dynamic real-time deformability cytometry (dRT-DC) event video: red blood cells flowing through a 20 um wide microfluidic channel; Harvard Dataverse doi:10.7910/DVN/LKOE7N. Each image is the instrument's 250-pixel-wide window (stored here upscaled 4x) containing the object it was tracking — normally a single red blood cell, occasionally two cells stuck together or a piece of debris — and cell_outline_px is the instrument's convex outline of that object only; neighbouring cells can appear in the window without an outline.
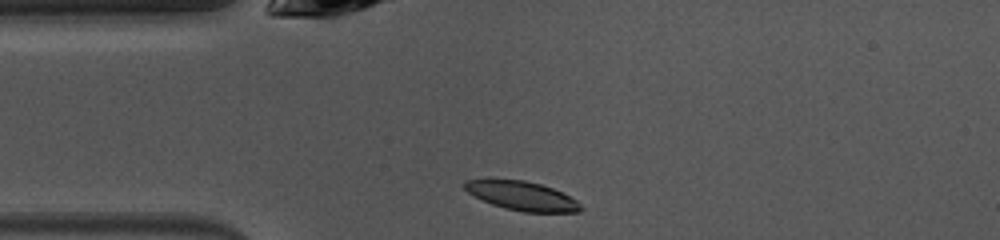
{"species": "common noctule bat (a hibernating species)", "species_latin": "Nyctalus noctula", "temperature_condition": "warm", "stored_images_in_passage": 39, "camera_frame_rate_fps": 3000, "um_per_image_px": 0.085, "animal": {"sex": "female", "body_mass_g": 10.0, "forearm_length_mm": 53.1}, "frame": {"image": 1, "passage_image": 1, "time_ms": 0.0, "image_size_px": [1000, 240], "cell_outline_px": [[584, 208], [580, 212], [524, 212], [504, 208], [492, 204], [468, 192], [464, 188], [464, 180], [524, 180], [540, 184], [552, 188], [576, 200]], "centroid_in_image_um": [44.4, 16.66], "position_along_channel_um": 40.6, "area_um2": 19.25}}
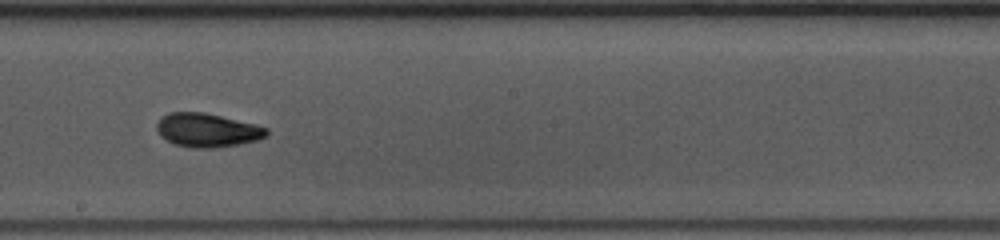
{"frame": {"image": 2, "passage_image": 16, "time_ms": 5.0, "image_size_px": [1000, 240], "cell_outline_px": [[268, 136], [256, 140], [240, 144], [216, 148], [196, 148], [176, 144], [160, 136], [156, 128], [156, 124], [160, 116], [168, 112], [204, 112], [256, 124], [268, 128]], "centroid_in_image_um": [17.61, 11.05], "position_along_channel_um": 230.6, "area_um2": 21.73}}
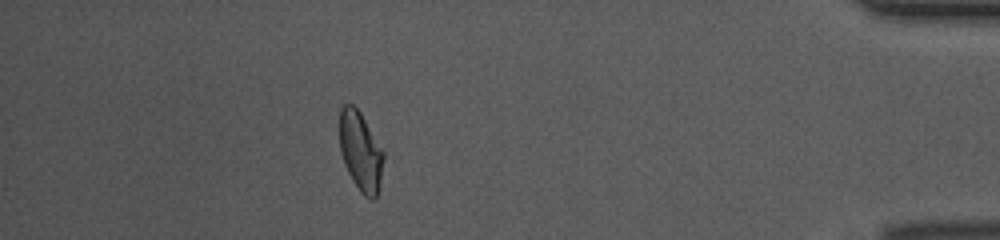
{"frame": {"image": 3, "passage_image": 33, "time_ms": 10.667, "image_size_px": [1000, 240], "cell_outline_px": [[384, 156], [380, 184], [376, 196], [372, 200], [364, 196], [360, 192], [352, 180], [344, 164], [340, 152], [336, 124], [340, 108], [344, 104], [352, 104], [360, 112], [384, 152]], "centroid_in_image_um": [30.58, 12.82], "position_along_channel_um": 404.6, "area_um2": 20.87}, "authors_computed_cell_mechanics": {"area_um2": 20.6924, "velocity_mm_per_s": 4.0469, "shape_relaxation_time_tau1_ms": 2.7347, "shape_relaxation_time_tau2_ms": 1.6003, "deformation_change_tau1": 0.1481, "deformation_change_tau2": 0.0764}}